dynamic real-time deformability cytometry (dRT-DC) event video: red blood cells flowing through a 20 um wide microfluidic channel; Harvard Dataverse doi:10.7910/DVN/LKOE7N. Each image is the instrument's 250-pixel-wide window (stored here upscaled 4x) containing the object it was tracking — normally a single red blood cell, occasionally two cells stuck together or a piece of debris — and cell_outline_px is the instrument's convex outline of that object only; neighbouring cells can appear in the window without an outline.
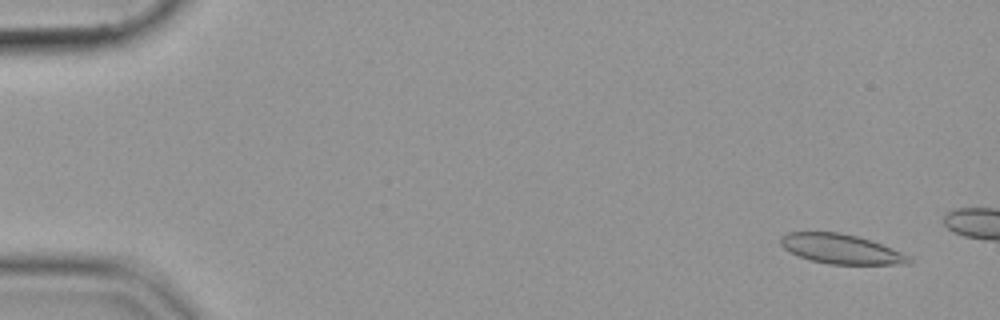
{"species": "common noctule bat (a hibernating species)", "species_latin": "Nyctalus noctula", "temperature_condition": "cold", "stored_images_in_passage": 13, "camera_frame_rate_fps": 3000, "um_per_image_px": 0.085, "animal": {"sex": "female", "body_mass_g": 19.9}, "frame": {"image": 1, "passage_image": 3, "time_ms": 0.667, "image_size_px": [1000, 320], "cell_outline_px": [[912, 260], [908, 264], [828, 264], [812, 260], [788, 252], [780, 244], [780, 236], [788, 232], [840, 232], [856, 236], [880, 244], [900, 252], [908, 256]], "centroid_in_image_um": [71.42, 21.16], "position_along_channel_um": 13.6, "area_um2": 21.85}}